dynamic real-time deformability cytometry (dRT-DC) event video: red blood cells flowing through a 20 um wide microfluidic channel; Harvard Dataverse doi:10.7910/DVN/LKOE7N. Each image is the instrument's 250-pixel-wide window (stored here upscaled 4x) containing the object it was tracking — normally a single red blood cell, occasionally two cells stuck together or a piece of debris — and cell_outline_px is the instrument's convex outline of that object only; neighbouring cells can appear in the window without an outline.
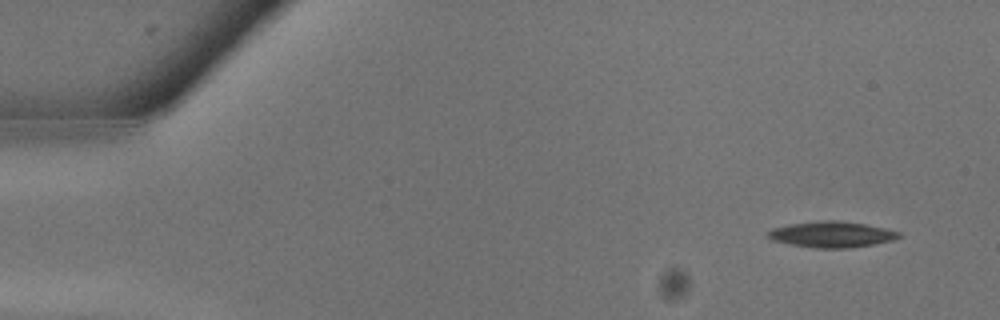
{"species": "common noctule bat (a hibernating species)", "species_latin": "Nyctalus noctula", "temperature_condition": "warm", "stored_images_in_passage": 10, "camera_frame_rate_fps": 3000, "um_per_image_px": 0.085, "animal": {"sex": "male", "body_mass_g": 13.3}, "frame": {"image": 1, "passage_image": 2, "time_ms": 0.333, "image_size_px": [1000, 320], "cell_outline_px": [[904, 236], [892, 240], [872, 244], [848, 248], [812, 248], [788, 244], [772, 240], [764, 236], [772, 228], [788, 224], [820, 220], [840, 220], [864, 224], [884, 228], [900, 232]], "centroid_in_image_um": [70.65, 19.92], "position_along_channel_um": 14.4, "area_um2": 20.0}}
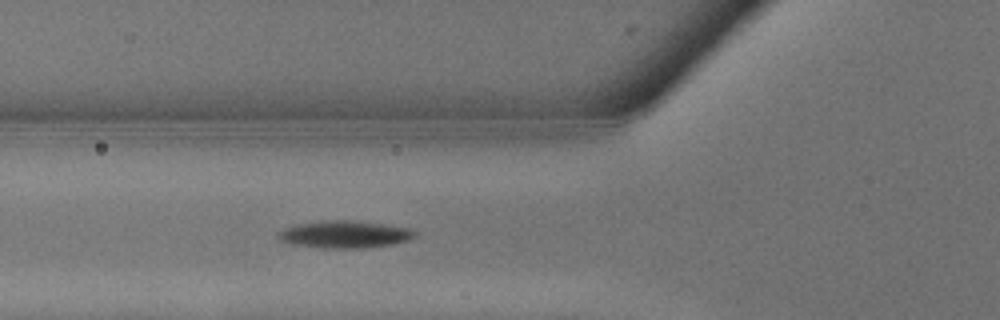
{"frame": {"image": 2, "passage_image": 10, "time_ms": 3.0, "image_size_px": [1000, 320], "cell_outline_px": [[416, 236], [408, 240], [388, 244], [360, 248], [332, 248], [288, 244], [280, 240], [276, 236], [276, 232], [284, 228], [296, 224], [328, 220], [348, 220], [380, 224], [408, 228], [416, 232]], "centroid_in_image_um": [29.2, 19.92], "position_along_channel_um": 96.6, "area_um2": 21.39}}